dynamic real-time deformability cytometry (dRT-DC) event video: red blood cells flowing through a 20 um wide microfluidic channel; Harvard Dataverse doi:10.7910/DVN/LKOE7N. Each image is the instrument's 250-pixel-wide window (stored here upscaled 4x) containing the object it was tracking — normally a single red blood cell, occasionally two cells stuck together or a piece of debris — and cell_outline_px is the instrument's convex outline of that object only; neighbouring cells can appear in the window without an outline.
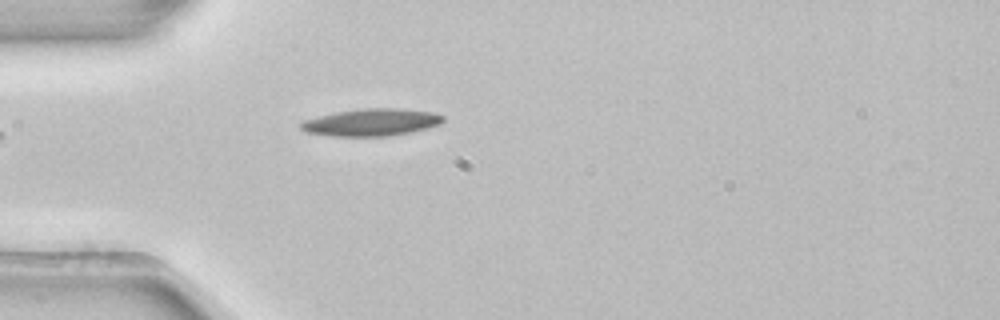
{"species": "common noctule bat (a hibernating species)", "species_latin": "Nyctalus noctula", "temperature_condition": "room temperature", "stored_images_in_passage": 1, "camera_frame_rate_fps": 3000, "um_per_image_px": 0.085, "animal": {"sex": "female", "body_mass_g": 22.7, "forearm_length_mm": 54.2}, "frame": {"image": 1, "passage_image": 1, "time_ms": 0.0, "image_size_px": [1000, 320], "cell_outline_px": [[444, 120], [440, 124], [428, 128], [412, 132], [388, 136], [332, 136], [308, 132], [300, 128], [296, 124], [304, 120], [336, 112], [364, 108], [396, 108], [432, 112], [444, 116]], "centroid_in_image_um": [31.57, 10.4], "position_along_channel_um": 53.4, "area_um2": 22.54}}